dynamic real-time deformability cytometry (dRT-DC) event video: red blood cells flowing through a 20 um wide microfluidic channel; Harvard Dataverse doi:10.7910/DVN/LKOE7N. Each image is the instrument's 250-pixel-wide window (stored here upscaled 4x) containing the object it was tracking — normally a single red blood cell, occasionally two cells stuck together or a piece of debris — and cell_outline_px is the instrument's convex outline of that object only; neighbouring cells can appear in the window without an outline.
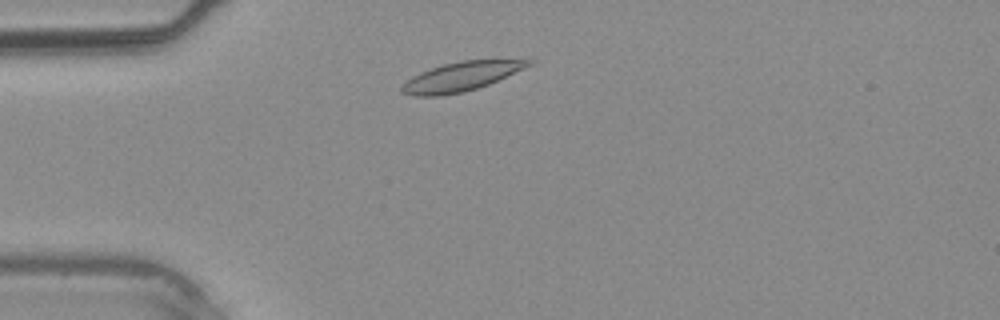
{"species": "common noctule bat (a hibernating species)", "species_latin": "Nyctalus noctula", "temperature_condition": "warm", "stored_images_in_passage": 1, "camera_frame_rate_fps": 3000, "um_per_image_px": 0.085, "animal": {"sex": "male", "body_mass_g": 20.4}, "frame": {"image": 1, "passage_image": 1, "time_ms": 0.0, "image_size_px": [1000, 320], "cell_outline_px": [[536, 60], [532, 64], [524, 68], [488, 84], [464, 92], [440, 96], [412, 96], [400, 92], [400, 88], [412, 76], [420, 72], [444, 64], [460, 60], [524, 56], [528, 56]], "centroid_in_image_um": [39.35, 6.44], "position_along_channel_um": 45.7, "area_um2": 22.37}}